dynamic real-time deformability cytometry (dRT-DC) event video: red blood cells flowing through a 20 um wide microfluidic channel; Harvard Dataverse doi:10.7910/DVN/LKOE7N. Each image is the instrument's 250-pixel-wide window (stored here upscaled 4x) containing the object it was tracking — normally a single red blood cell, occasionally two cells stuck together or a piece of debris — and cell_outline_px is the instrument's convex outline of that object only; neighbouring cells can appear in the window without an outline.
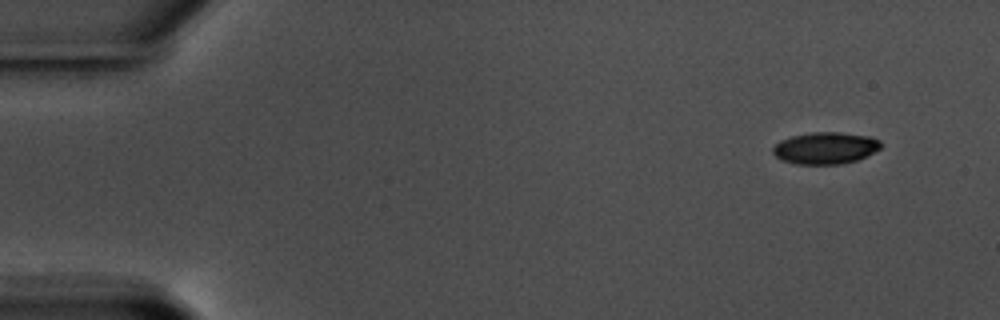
{"species": "common noctule bat (a hibernating species)", "species_latin": "Nyctalus noctula", "temperature_condition": "warm", "stored_images_in_passage": 54, "camera_frame_rate_fps": 3000, "um_per_image_px": 0.085, "animal": {"sex": "male", "body_mass_g": 17.5, "forearm_length_mm": 52.3}, "frame": {"image": 1, "passage_image": 1, "time_ms": 0.0, "image_size_px": [1000, 320], "cell_outline_px": [[884, 144], [880, 148], [856, 160], [840, 164], [796, 164], [780, 160], [772, 152], [772, 148], [780, 140], [792, 136], [812, 132], [840, 132], [872, 136], [880, 140]], "centroid_in_image_um": [70.15, 12.57], "position_along_channel_um": 14.8, "area_um2": 20.11}}
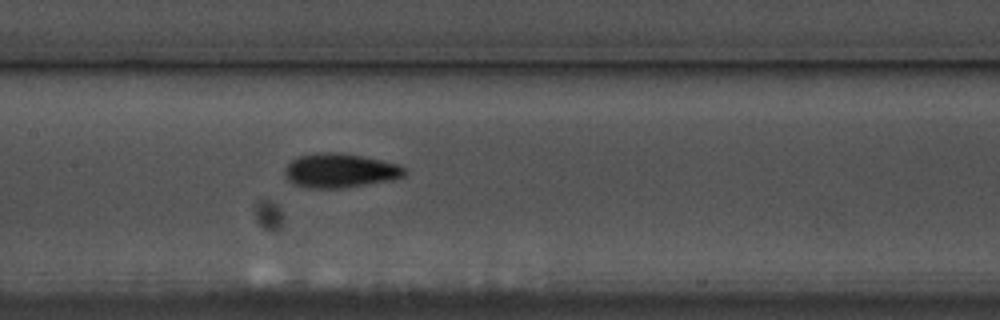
{"frame": {"image": 2, "passage_image": 25, "time_ms": 8.0, "image_size_px": [1000, 320], "cell_outline_px": [[408, 172], [404, 176], [392, 180], [344, 188], [308, 188], [296, 184], [288, 180], [284, 172], [284, 168], [292, 160], [300, 156], [320, 152], [340, 152], [380, 160], [396, 164], [404, 168]], "centroid_in_image_um": [28.9, 14.5], "position_along_channel_um": 178.5, "area_um2": 23.76}}
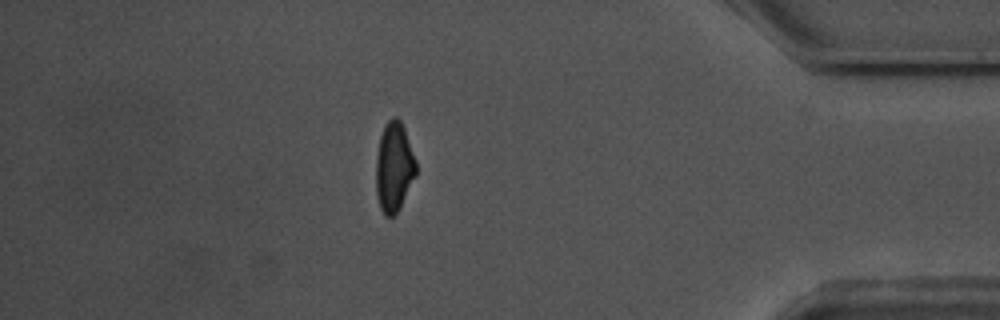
{"frame": {"image": 3, "passage_image": 47, "time_ms": 15.333, "image_size_px": [1000, 320], "cell_outline_px": [[416, 176], [396, 212], [392, 216], [384, 216], [380, 208], [376, 192], [376, 156], [380, 136], [384, 124], [392, 116], [396, 116], [400, 120], [404, 128], [416, 160]], "centroid_in_image_um": [33.48, 14.16], "position_along_channel_um": 401.7, "area_um2": 20.87}, "authors_computed_cell_mechanics": {"area_um2": 21.2993, "velocity_mm_per_s": 3.5583, "shape_relaxation_time_tau1_ms": 2.7378, "shape_relaxation_time_tau2_ms": 3.8529, "deformation_change_tau1": 0.1187, "deformation_change_tau2": 0.0947}}